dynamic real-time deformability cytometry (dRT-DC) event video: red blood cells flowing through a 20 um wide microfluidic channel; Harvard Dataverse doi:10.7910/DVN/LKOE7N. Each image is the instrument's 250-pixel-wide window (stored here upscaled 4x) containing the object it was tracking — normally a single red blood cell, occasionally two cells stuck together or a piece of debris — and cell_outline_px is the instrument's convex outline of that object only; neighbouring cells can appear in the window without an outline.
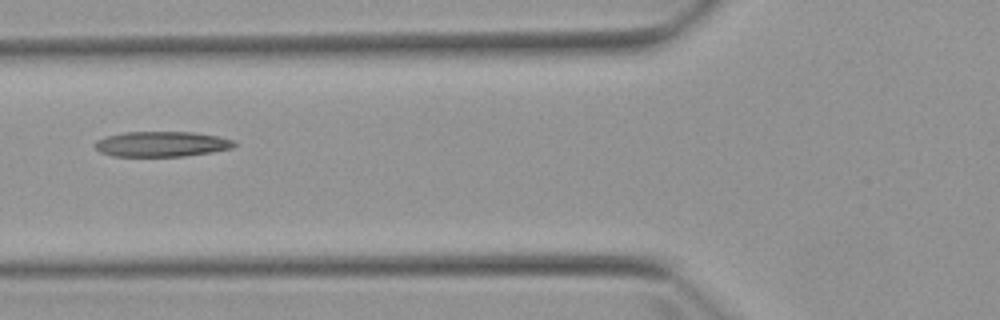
{"species": "Egyptian fruit bat (a non-hibernating species)", "species_latin": "Rousettus aegyptiacus", "temperature_condition": "warm", "stored_images_in_passage": 6, "camera_frame_rate_fps": 3000, "um_per_image_px": 0.085, "animal": {"sex": "female"}, "frame": {"image": 1, "passage_image": 3, "time_ms": 3.667, "image_size_px": [1000, 320], "cell_outline_px": [[236, 144], [232, 148], [212, 152], [184, 156], [112, 156], [100, 152], [92, 144], [96, 140], [104, 136], [124, 132], [192, 132], [216, 136], [236, 140]], "centroid_in_image_um": [13.71, 12.24], "position_along_channel_um": 112.1, "area_um2": 20.63}}
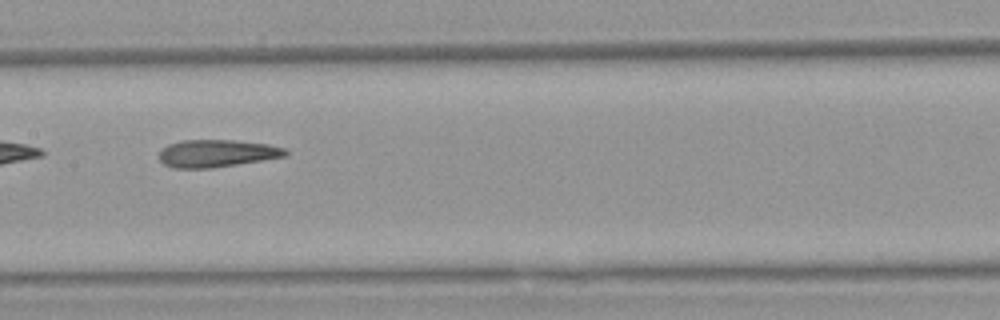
{"frame": {"image": 2, "passage_image": 5, "time_ms": 5.667, "image_size_px": [1000, 320], "cell_outline_px": [[288, 156], [212, 168], [172, 168], [164, 164], [160, 160], [160, 148], [168, 144], [180, 140], [236, 140], [268, 144], [284, 148], [288, 152]], "centroid_in_image_um": [18.41, 13.03], "position_along_channel_um": 189.0, "area_um2": 20.35}}
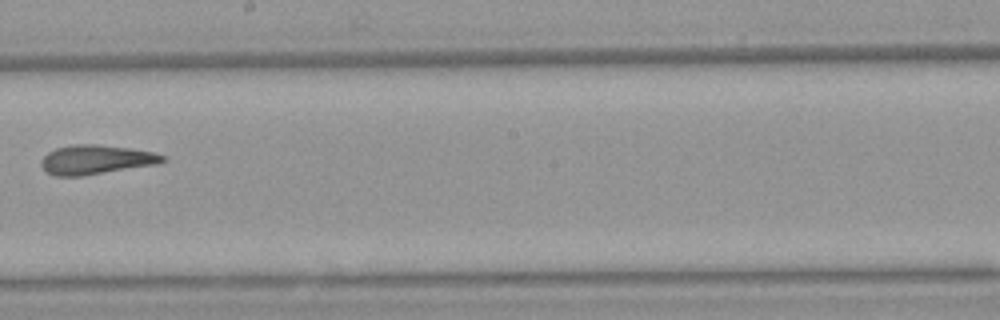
{"frame": {"image": 3, "passage_image": 6, "time_ms": 7.0, "image_size_px": [1000, 320], "cell_outline_px": [[168, 160], [156, 164], [84, 176], [56, 176], [48, 172], [40, 164], [40, 160], [48, 152], [56, 148], [72, 144], [96, 144], [128, 148], [152, 152], [168, 156]], "centroid_in_image_um": [8.17, 13.57], "position_along_channel_um": 240.0, "area_um2": 20.75}}